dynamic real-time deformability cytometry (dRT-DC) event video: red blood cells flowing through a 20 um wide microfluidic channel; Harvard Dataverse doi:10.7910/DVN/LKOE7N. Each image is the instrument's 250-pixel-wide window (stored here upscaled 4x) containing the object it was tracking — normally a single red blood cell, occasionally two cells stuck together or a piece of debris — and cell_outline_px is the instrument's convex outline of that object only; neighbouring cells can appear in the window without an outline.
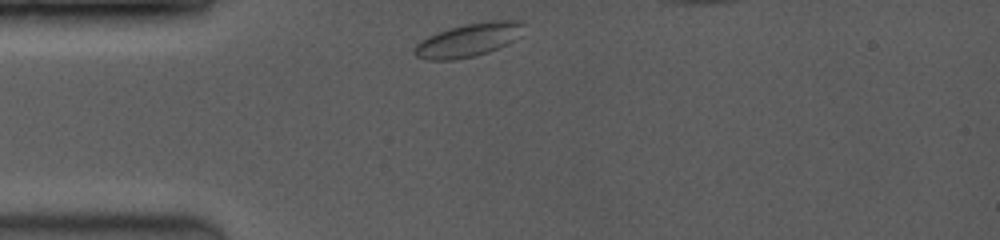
{"species": "common noctule bat (a hibernating species)", "species_latin": "Nyctalus noctula", "temperature_condition": "room temperature", "stored_images_in_passage": 38, "camera_frame_rate_fps": 3500, "um_per_image_px": 0.085, "animal": {"sex": "female", "body_mass_g": 19.0, "forearm_length_mm": 53.3}, "frame": {"image": 1, "passage_image": 1, "time_ms": 0.0, "image_size_px": [1000, 240], "cell_outline_px": [[524, 24], [512, 40], [508, 44], [488, 52], [476, 56], [452, 60], [428, 60], [416, 56], [412, 52], [412, 48], [420, 40], [428, 36], [464, 24], [492, 20], [516, 20]], "centroid_in_image_um": [39.73, 3.42], "position_along_channel_um": 45.3, "area_um2": 20.92}}
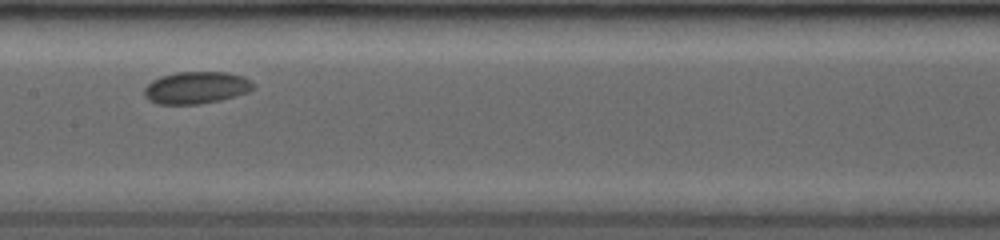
{"frame": {"image": 2, "passage_image": 16, "time_ms": 4.286, "image_size_px": [1000, 240], "cell_outline_px": [[252, 88], [248, 92], [220, 100], [200, 104], [160, 104], [148, 100], [144, 96], [144, 88], [152, 80], [160, 76], [176, 72], [228, 72], [244, 76], [252, 84]], "centroid_in_image_um": [16.64, 7.45], "position_along_channel_um": 190.8, "area_um2": 20.35}}
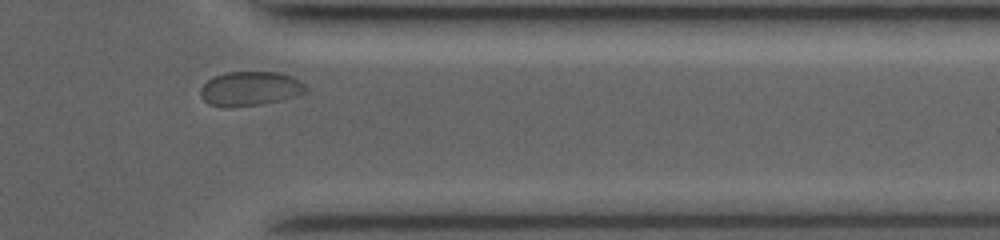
{"frame": {"image": 3, "passage_image": 33, "time_ms": 9.429, "image_size_px": [1000, 240], "cell_outline_px": [[308, 88], [304, 92], [280, 100], [260, 104], [232, 108], [224, 108], [208, 104], [200, 96], [200, 88], [208, 80], [224, 72], [280, 72], [292, 76], [300, 80]], "centroid_in_image_um": [21.22, 7.54], "position_along_channel_um": 390.2, "area_um2": 21.15}, "authors_computed_cell_mechanics": {"area_um2": 20.0855, "velocity_mm_per_s": 3.8428, "shape_relaxation_time_tau1_ms": 1.76, "shape_relaxation_time_tau2_ms": null, "deformation_change_tau1": 0.0446, "deformation_change_tau2": null}}